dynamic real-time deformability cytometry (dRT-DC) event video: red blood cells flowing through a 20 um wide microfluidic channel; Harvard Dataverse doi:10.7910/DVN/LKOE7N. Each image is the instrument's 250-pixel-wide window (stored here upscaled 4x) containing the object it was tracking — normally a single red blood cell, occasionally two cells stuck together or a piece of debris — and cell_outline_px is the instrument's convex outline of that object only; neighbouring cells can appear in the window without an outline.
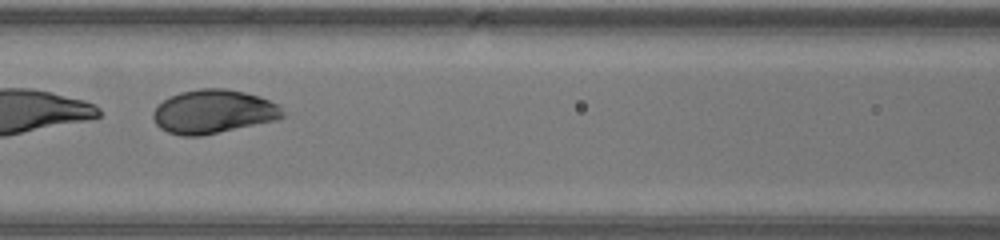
{"species": "human", "species_latin": "Homo sapiens", "temperature_condition": "warm", "stored_images_in_passage": 46, "segment_of_instrument_passage": [2, 2], "camera_frame_rate_fps": 3000, "um_per_image_px": 0.085, "donor": {"sex": "male"}, "frame": {"image": 1, "passage_image": 20, "time_ms": 6.333, "image_size_px": [1000, 240], "cell_outline_px": [[284, 116], [276, 120], [200, 136], [180, 136], [168, 132], [160, 128], [156, 124], [152, 116], [152, 112], [168, 96], [180, 92], [200, 88], [224, 88], [244, 92], [260, 96], [276, 104], [284, 112]], "centroid_in_image_um": [18.1, 9.48], "position_along_channel_um": 148.5, "area_um2": 32.89}}
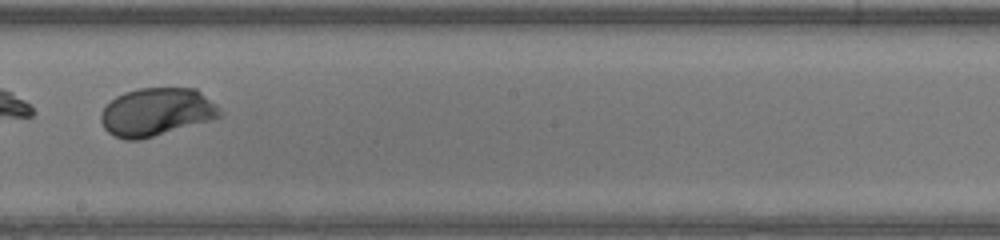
{"frame": {"image": 2, "passage_image": 26, "time_ms": 8.333, "image_size_px": [1000, 240], "cell_outline_px": [[224, 116], [212, 120], [140, 140], [124, 140], [108, 132], [104, 128], [100, 120], [100, 112], [116, 96], [124, 92], [140, 88], [196, 88], [216, 104], [224, 112]], "centroid_in_image_um": [13.33, 9.52], "position_along_channel_um": 234.9, "area_um2": 33.52}}